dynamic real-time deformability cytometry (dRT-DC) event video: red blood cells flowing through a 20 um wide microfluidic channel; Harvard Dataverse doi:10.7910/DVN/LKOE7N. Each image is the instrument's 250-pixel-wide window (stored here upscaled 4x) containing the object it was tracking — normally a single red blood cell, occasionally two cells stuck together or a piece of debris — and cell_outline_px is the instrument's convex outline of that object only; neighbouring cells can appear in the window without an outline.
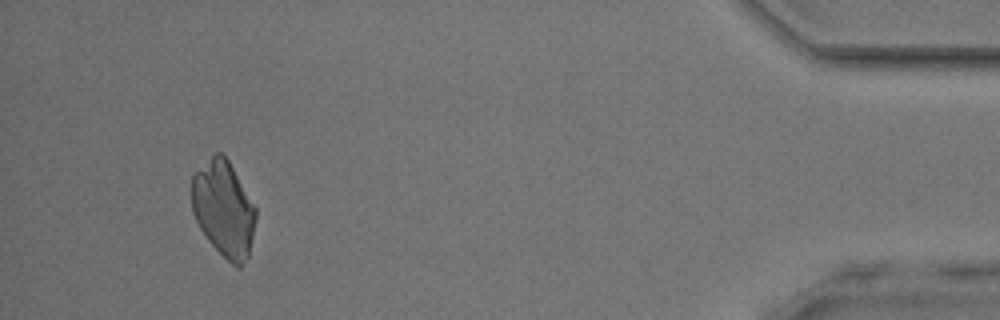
{"species": "common noctule bat (a hibernating species)", "species_latin": "Nyctalus noctula", "temperature_condition": "room temperature", "stored_images_in_passage": 49, "camera_frame_rate_fps": 3000, "um_per_image_px": 0.085, "animal": {"sex": "male", "body_mass_g": 17.9, "forearm_length_mm": 54.2}, "frame": {"image": 1, "passage_image": 46, "time_ms": 15.0, "image_size_px": [1000, 320], "cell_outline_px": [[256, 220], [248, 256], [240, 268], [236, 268], [208, 240], [200, 228], [192, 212], [192, 176], [216, 152], [220, 152], [228, 160], [256, 208]], "centroid_in_image_um": [19.02, 17.77], "position_along_channel_um": 416.2, "area_um2": 35.2}}